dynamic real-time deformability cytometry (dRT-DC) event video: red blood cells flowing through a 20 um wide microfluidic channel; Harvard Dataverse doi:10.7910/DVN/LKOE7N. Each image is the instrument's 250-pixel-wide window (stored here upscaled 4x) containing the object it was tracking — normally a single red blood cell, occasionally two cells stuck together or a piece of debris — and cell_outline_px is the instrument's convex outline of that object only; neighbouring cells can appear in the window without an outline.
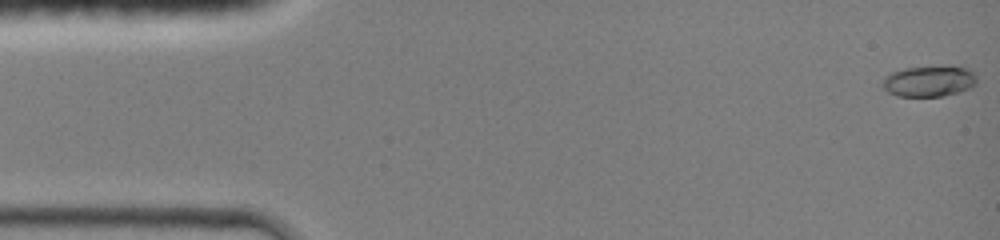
{"species": "common noctule bat (a hibernating species)", "species_latin": "Nyctalus noctula", "temperature_condition": "room temperature", "stored_images_in_passage": 45, "camera_frame_rate_fps": 3000, "um_per_image_px": 0.085, "animal": {"sex": "female", "body_mass_g": 19.0, "forearm_length_mm": 51.5}, "frame": {"image": 1, "passage_image": 1, "time_ms": 0.0, "image_size_px": [1000, 240], "cell_outline_px": [[976, 84], [960, 92], [940, 96], [896, 96], [888, 92], [884, 88], [884, 76], [892, 72], [908, 68], [964, 68], [972, 72], [976, 76]], "centroid_in_image_um": [78.94, 6.94], "position_along_channel_um": 6.1, "area_um2": 16.24}}
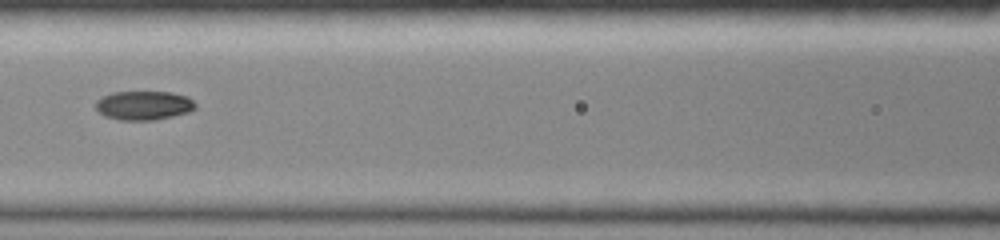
{"frame": {"image": 2, "passage_image": 20, "time_ms": 6.333, "image_size_px": [1000, 240], "cell_outline_px": [[196, 108], [188, 112], [156, 120], [120, 120], [104, 116], [96, 108], [96, 100], [112, 92], [172, 92], [188, 96], [196, 104]], "centroid_in_image_um": [12.23, 8.96], "position_along_channel_um": 154.4, "area_um2": 16.88}}
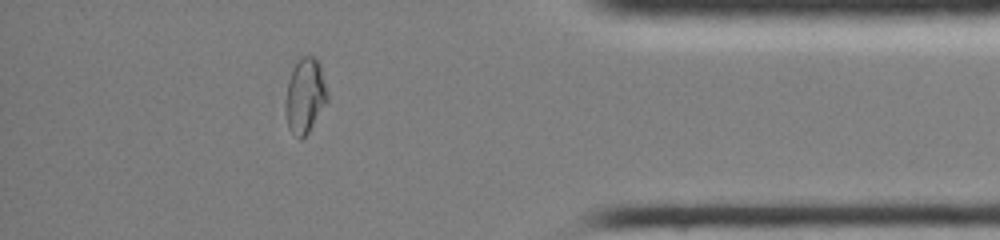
{"frame": {"image": 3, "passage_image": 39, "time_ms": 12.667, "image_size_px": [1000, 240], "cell_outline_px": [[328, 100], [308, 132], [300, 140], [288, 128], [284, 108], [288, 80], [300, 56], [312, 56], [320, 60], [328, 92]], "centroid_in_image_um": [25.94, 8.11], "position_along_channel_um": 409.3, "area_um2": 18.44}, "authors_computed_cell_mechanics": {"area_um2": 16.8776, "velocity_mm_per_s": 4.3455, "shape_relaxation_time_tau1_ms": 4.7971, "shape_relaxation_time_tau2_ms": 2.2292, "deformation_change_tau1": 0.2045, "deformation_change_tau2": 0.039}}